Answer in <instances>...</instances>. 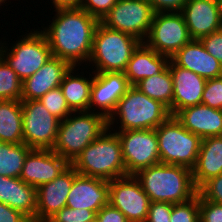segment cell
<instances>
[{
	"label": "cell",
	"mask_w": 222,
	"mask_h": 222,
	"mask_svg": "<svg viewBox=\"0 0 222 222\" xmlns=\"http://www.w3.org/2000/svg\"><path fill=\"white\" fill-rule=\"evenodd\" d=\"M53 22L41 32L45 35L52 56L69 62L72 66L89 61L93 36L100 22L79 8L56 9Z\"/></svg>",
	"instance_id": "obj_1"
},
{
	"label": "cell",
	"mask_w": 222,
	"mask_h": 222,
	"mask_svg": "<svg viewBox=\"0 0 222 222\" xmlns=\"http://www.w3.org/2000/svg\"><path fill=\"white\" fill-rule=\"evenodd\" d=\"M134 176L151 202L184 203L198 193L192 170L185 166L159 163L139 170Z\"/></svg>",
	"instance_id": "obj_2"
},
{
	"label": "cell",
	"mask_w": 222,
	"mask_h": 222,
	"mask_svg": "<svg viewBox=\"0 0 222 222\" xmlns=\"http://www.w3.org/2000/svg\"><path fill=\"white\" fill-rule=\"evenodd\" d=\"M107 128L85 147L71 166L80 175L107 181L128 176L122 157L120 140Z\"/></svg>",
	"instance_id": "obj_3"
},
{
	"label": "cell",
	"mask_w": 222,
	"mask_h": 222,
	"mask_svg": "<svg viewBox=\"0 0 222 222\" xmlns=\"http://www.w3.org/2000/svg\"><path fill=\"white\" fill-rule=\"evenodd\" d=\"M73 114V115H72ZM108 128V119L97 111H73L60 121L53 151L70 164Z\"/></svg>",
	"instance_id": "obj_4"
},
{
	"label": "cell",
	"mask_w": 222,
	"mask_h": 222,
	"mask_svg": "<svg viewBox=\"0 0 222 222\" xmlns=\"http://www.w3.org/2000/svg\"><path fill=\"white\" fill-rule=\"evenodd\" d=\"M117 116L121 124L119 131L156 129L170 116V112L160 101L149 98L131 85L108 118L109 129L112 130L111 125L117 122Z\"/></svg>",
	"instance_id": "obj_5"
},
{
	"label": "cell",
	"mask_w": 222,
	"mask_h": 222,
	"mask_svg": "<svg viewBox=\"0 0 222 222\" xmlns=\"http://www.w3.org/2000/svg\"><path fill=\"white\" fill-rule=\"evenodd\" d=\"M140 43L134 36L109 29L99 22L94 32L88 62L95 65L96 70L93 72H124L133 51Z\"/></svg>",
	"instance_id": "obj_6"
},
{
	"label": "cell",
	"mask_w": 222,
	"mask_h": 222,
	"mask_svg": "<svg viewBox=\"0 0 222 222\" xmlns=\"http://www.w3.org/2000/svg\"><path fill=\"white\" fill-rule=\"evenodd\" d=\"M155 130L161 163L181 165L192 170L197 163L202 139L184 128L172 115Z\"/></svg>",
	"instance_id": "obj_7"
},
{
	"label": "cell",
	"mask_w": 222,
	"mask_h": 222,
	"mask_svg": "<svg viewBox=\"0 0 222 222\" xmlns=\"http://www.w3.org/2000/svg\"><path fill=\"white\" fill-rule=\"evenodd\" d=\"M30 32L13 44L11 49H7L8 47H5L4 43H0V57L22 81L35 74L52 58L45 35L38 30ZM8 50L9 52H7Z\"/></svg>",
	"instance_id": "obj_8"
},
{
	"label": "cell",
	"mask_w": 222,
	"mask_h": 222,
	"mask_svg": "<svg viewBox=\"0 0 222 222\" xmlns=\"http://www.w3.org/2000/svg\"><path fill=\"white\" fill-rule=\"evenodd\" d=\"M154 14L147 0H118L100 22L109 29L130 34L144 42Z\"/></svg>",
	"instance_id": "obj_9"
},
{
	"label": "cell",
	"mask_w": 222,
	"mask_h": 222,
	"mask_svg": "<svg viewBox=\"0 0 222 222\" xmlns=\"http://www.w3.org/2000/svg\"><path fill=\"white\" fill-rule=\"evenodd\" d=\"M120 140L126 174L161 163L155 129L115 131Z\"/></svg>",
	"instance_id": "obj_10"
},
{
	"label": "cell",
	"mask_w": 222,
	"mask_h": 222,
	"mask_svg": "<svg viewBox=\"0 0 222 222\" xmlns=\"http://www.w3.org/2000/svg\"><path fill=\"white\" fill-rule=\"evenodd\" d=\"M191 37L180 12H156L144 43L170 59Z\"/></svg>",
	"instance_id": "obj_11"
},
{
	"label": "cell",
	"mask_w": 222,
	"mask_h": 222,
	"mask_svg": "<svg viewBox=\"0 0 222 222\" xmlns=\"http://www.w3.org/2000/svg\"><path fill=\"white\" fill-rule=\"evenodd\" d=\"M23 143L31 149H53L60 121L39 100L21 101Z\"/></svg>",
	"instance_id": "obj_12"
},
{
	"label": "cell",
	"mask_w": 222,
	"mask_h": 222,
	"mask_svg": "<svg viewBox=\"0 0 222 222\" xmlns=\"http://www.w3.org/2000/svg\"><path fill=\"white\" fill-rule=\"evenodd\" d=\"M150 202L134 175L109 181V204L119 209L129 222H145Z\"/></svg>",
	"instance_id": "obj_13"
},
{
	"label": "cell",
	"mask_w": 222,
	"mask_h": 222,
	"mask_svg": "<svg viewBox=\"0 0 222 222\" xmlns=\"http://www.w3.org/2000/svg\"><path fill=\"white\" fill-rule=\"evenodd\" d=\"M93 73L89 111L95 112L93 107L96 106L108 119L131 85L124 72Z\"/></svg>",
	"instance_id": "obj_14"
},
{
	"label": "cell",
	"mask_w": 222,
	"mask_h": 222,
	"mask_svg": "<svg viewBox=\"0 0 222 222\" xmlns=\"http://www.w3.org/2000/svg\"><path fill=\"white\" fill-rule=\"evenodd\" d=\"M71 164L51 149H32L26 156L20 179L38 188L51 182Z\"/></svg>",
	"instance_id": "obj_15"
},
{
	"label": "cell",
	"mask_w": 222,
	"mask_h": 222,
	"mask_svg": "<svg viewBox=\"0 0 222 222\" xmlns=\"http://www.w3.org/2000/svg\"><path fill=\"white\" fill-rule=\"evenodd\" d=\"M77 175L76 170L70 165L51 182L37 188L36 222H46L56 212L66 207L68 193Z\"/></svg>",
	"instance_id": "obj_16"
},
{
	"label": "cell",
	"mask_w": 222,
	"mask_h": 222,
	"mask_svg": "<svg viewBox=\"0 0 222 222\" xmlns=\"http://www.w3.org/2000/svg\"><path fill=\"white\" fill-rule=\"evenodd\" d=\"M109 204V181L78 174L67 196L66 207L89 209L97 213Z\"/></svg>",
	"instance_id": "obj_17"
},
{
	"label": "cell",
	"mask_w": 222,
	"mask_h": 222,
	"mask_svg": "<svg viewBox=\"0 0 222 222\" xmlns=\"http://www.w3.org/2000/svg\"><path fill=\"white\" fill-rule=\"evenodd\" d=\"M180 13L191 39L200 40L222 28L217 0H188Z\"/></svg>",
	"instance_id": "obj_18"
},
{
	"label": "cell",
	"mask_w": 222,
	"mask_h": 222,
	"mask_svg": "<svg viewBox=\"0 0 222 222\" xmlns=\"http://www.w3.org/2000/svg\"><path fill=\"white\" fill-rule=\"evenodd\" d=\"M70 68L69 62L52 56L35 74L22 81L21 101L39 100L49 90L60 87Z\"/></svg>",
	"instance_id": "obj_19"
},
{
	"label": "cell",
	"mask_w": 222,
	"mask_h": 222,
	"mask_svg": "<svg viewBox=\"0 0 222 222\" xmlns=\"http://www.w3.org/2000/svg\"><path fill=\"white\" fill-rule=\"evenodd\" d=\"M168 67L173 80V116L180 110L201 104L207 80L196 73L177 66L171 59Z\"/></svg>",
	"instance_id": "obj_20"
},
{
	"label": "cell",
	"mask_w": 222,
	"mask_h": 222,
	"mask_svg": "<svg viewBox=\"0 0 222 222\" xmlns=\"http://www.w3.org/2000/svg\"><path fill=\"white\" fill-rule=\"evenodd\" d=\"M171 60L177 66L188 69L206 80L222 76V65L197 39H191L172 56Z\"/></svg>",
	"instance_id": "obj_21"
},
{
	"label": "cell",
	"mask_w": 222,
	"mask_h": 222,
	"mask_svg": "<svg viewBox=\"0 0 222 222\" xmlns=\"http://www.w3.org/2000/svg\"><path fill=\"white\" fill-rule=\"evenodd\" d=\"M175 117L201 139L222 135V110L201 103L180 110Z\"/></svg>",
	"instance_id": "obj_22"
},
{
	"label": "cell",
	"mask_w": 222,
	"mask_h": 222,
	"mask_svg": "<svg viewBox=\"0 0 222 222\" xmlns=\"http://www.w3.org/2000/svg\"><path fill=\"white\" fill-rule=\"evenodd\" d=\"M0 202L36 222L37 188L26 184L22 179L0 175Z\"/></svg>",
	"instance_id": "obj_23"
},
{
	"label": "cell",
	"mask_w": 222,
	"mask_h": 222,
	"mask_svg": "<svg viewBox=\"0 0 222 222\" xmlns=\"http://www.w3.org/2000/svg\"><path fill=\"white\" fill-rule=\"evenodd\" d=\"M170 58L157 53L141 42L133 51L124 71L130 85L144 78L161 73L169 64Z\"/></svg>",
	"instance_id": "obj_24"
},
{
	"label": "cell",
	"mask_w": 222,
	"mask_h": 222,
	"mask_svg": "<svg viewBox=\"0 0 222 222\" xmlns=\"http://www.w3.org/2000/svg\"><path fill=\"white\" fill-rule=\"evenodd\" d=\"M222 174V135L202 139L197 163L192 169L193 182L199 189L210 178Z\"/></svg>",
	"instance_id": "obj_25"
},
{
	"label": "cell",
	"mask_w": 222,
	"mask_h": 222,
	"mask_svg": "<svg viewBox=\"0 0 222 222\" xmlns=\"http://www.w3.org/2000/svg\"><path fill=\"white\" fill-rule=\"evenodd\" d=\"M75 69L76 66H72L65 74L60 88L72 111H89L93 77L89 80L86 77L75 75L73 72Z\"/></svg>",
	"instance_id": "obj_26"
},
{
	"label": "cell",
	"mask_w": 222,
	"mask_h": 222,
	"mask_svg": "<svg viewBox=\"0 0 222 222\" xmlns=\"http://www.w3.org/2000/svg\"><path fill=\"white\" fill-rule=\"evenodd\" d=\"M21 101L0 100V142L23 143Z\"/></svg>",
	"instance_id": "obj_27"
},
{
	"label": "cell",
	"mask_w": 222,
	"mask_h": 222,
	"mask_svg": "<svg viewBox=\"0 0 222 222\" xmlns=\"http://www.w3.org/2000/svg\"><path fill=\"white\" fill-rule=\"evenodd\" d=\"M149 98L160 101L173 116V80L169 67L161 73L144 78L134 85Z\"/></svg>",
	"instance_id": "obj_28"
},
{
	"label": "cell",
	"mask_w": 222,
	"mask_h": 222,
	"mask_svg": "<svg viewBox=\"0 0 222 222\" xmlns=\"http://www.w3.org/2000/svg\"><path fill=\"white\" fill-rule=\"evenodd\" d=\"M31 150L24 143L0 142V175L19 178L25 158Z\"/></svg>",
	"instance_id": "obj_29"
},
{
	"label": "cell",
	"mask_w": 222,
	"mask_h": 222,
	"mask_svg": "<svg viewBox=\"0 0 222 222\" xmlns=\"http://www.w3.org/2000/svg\"><path fill=\"white\" fill-rule=\"evenodd\" d=\"M22 80L0 57V100L21 101Z\"/></svg>",
	"instance_id": "obj_30"
},
{
	"label": "cell",
	"mask_w": 222,
	"mask_h": 222,
	"mask_svg": "<svg viewBox=\"0 0 222 222\" xmlns=\"http://www.w3.org/2000/svg\"><path fill=\"white\" fill-rule=\"evenodd\" d=\"M39 101L43 106L59 120H64L73 111L67 105L66 99L60 87L49 90Z\"/></svg>",
	"instance_id": "obj_31"
},
{
	"label": "cell",
	"mask_w": 222,
	"mask_h": 222,
	"mask_svg": "<svg viewBox=\"0 0 222 222\" xmlns=\"http://www.w3.org/2000/svg\"><path fill=\"white\" fill-rule=\"evenodd\" d=\"M170 222H199V193L187 202L173 204Z\"/></svg>",
	"instance_id": "obj_32"
},
{
	"label": "cell",
	"mask_w": 222,
	"mask_h": 222,
	"mask_svg": "<svg viewBox=\"0 0 222 222\" xmlns=\"http://www.w3.org/2000/svg\"><path fill=\"white\" fill-rule=\"evenodd\" d=\"M96 213L89 209L63 207L46 222H94Z\"/></svg>",
	"instance_id": "obj_33"
},
{
	"label": "cell",
	"mask_w": 222,
	"mask_h": 222,
	"mask_svg": "<svg viewBox=\"0 0 222 222\" xmlns=\"http://www.w3.org/2000/svg\"><path fill=\"white\" fill-rule=\"evenodd\" d=\"M201 103L222 110V76L207 79Z\"/></svg>",
	"instance_id": "obj_34"
},
{
	"label": "cell",
	"mask_w": 222,
	"mask_h": 222,
	"mask_svg": "<svg viewBox=\"0 0 222 222\" xmlns=\"http://www.w3.org/2000/svg\"><path fill=\"white\" fill-rule=\"evenodd\" d=\"M199 222H222V204L205 200L199 194Z\"/></svg>",
	"instance_id": "obj_35"
},
{
	"label": "cell",
	"mask_w": 222,
	"mask_h": 222,
	"mask_svg": "<svg viewBox=\"0 0 222 222\" xmlns=\"http://www.w3.org/2000/svg\"><path fill=\"white\" fill-rule=\"evenodd\" d=\"M198 193L205 200L222 204V174L206 181L198 189Z\"/></svg>",
	"instance_id": "obj_36"
},
{
	"label": "cell",
	"mask_w": 222,
	"mask_h": 222,
	"mask_svg": "<svg viewBox=\"0 0 222 222\" xmlns=\"http://www.w3.org/2000/svg\"><path fill=\"white\" fill-rule=\"evenodd\" d=\"M117 1L118 0H81L80 8L101 21Z\"/></svg>",
	"instance_id": "obj_37"
},
{
	"label": "cell",
	"mask_w": 222,
	"mask_h": 222,
	"mask_svg": "<svg viewBox=\"0 0 222 222\" xmlns=\"http://www.w3.org/2000/svg\"><path fill=\"white\" fill-rule=\"evenodd\" d=\"M173 204L167 202H150L145 222H170Z\"/></svg>",
	"instance_id": "obj_38"
},
{
	"label": "cell",
	"mask_w": 222,
	"mask_h": 222,
	"mask_svg": "<svg viewBox=\"0 0 222 222\" xmlns=\"http://www.w3.org/2000/svg\"><path fill=\"white\" fill-rule=\"evenodd\" d=\"M206 51L222 65V28L200 39Z\"/></svg>",
	"instance_id": "obj_39"
},
{
	"label": "cell",
	"mask_w": 222,
	"mask_h": 222,
	"mask_svg": "<svg viewBox=\"0 0 222 222\" xmlns=\"http://www.w3.org/2000/svg\"><path fill=\"white\" fill-rule=\"evenodd\" d=\"M97 222H129L126 216L110 204L103 206L97 213Z\"/></svg>",
	"instance_id": "obj_40"
},
{
	"label": "cell",
	"mask_w": 222,
	"mask_h": 222,
	"mask_svg": "<svg viewBox=\"0 0 222 222\" xmlns=\"http://www.w3.org/2000/svg\"><path fill=\"white\" fill-rule=\"evenodd\" d=\"M154 12H180L188 0H147Z\"/></svg>",
	"instance_id": "obj_41"
},
{
	"label": "cell",
	"mask_w": 222,
	"mask_h": 222,
	"mask_svg": "<svg viewBox=\"0 0 222 222\" xmlns=\"http://www.w3.org/2000/svg\"><path fill=\"white\" fill-rule=\"evenodd\" d=\"M0 222H32L26 215L0 202Z\"/></svg>",
	"instance_id": "obj_42"
},
{
	"label": "cell",
	"mask_w": 222,
	"mask_h": 222,
	"mask_svg": "<svg viewBox=\"0 0 222 222\" xmlns=\"http://www.w3.org/2000/svg\"><path fill=\"white\" fill-rule=\"evenodd\" d=\"M56 9L79 8L81 0H52Z\"/></svg>",
	"instance_id": "obj_43"
},
{
	"label": "cell",
	"mask_w": 222,
	"mask_h": 222,
	"mask_svg": "<svg viewBox=\"0 0 222 222\" xmlns=\"http://www.w3.org/2000/svg\"><path fill=\"white\" fill-rule=\"evenodd\" d=\"M219 5V15H220V22L222 26V0H217Z\"/></svg>",
	"instance_id": "obj_44"
},
{
	"label": "cell",
	"mask_w": 222,
	"mask_h": 222,
	"mask_svg": "<svg viewBox=\"0 0 222 222\" xmlns=\"http://www.w3.org/2000/svg\"><path fill=\"white\" fill-rule=\"evenodd\" d=\"M5 1H7V0H0V5L5 3Z\"/></svg>",
	"instance_id": "obj_45"
}]
</instances>
